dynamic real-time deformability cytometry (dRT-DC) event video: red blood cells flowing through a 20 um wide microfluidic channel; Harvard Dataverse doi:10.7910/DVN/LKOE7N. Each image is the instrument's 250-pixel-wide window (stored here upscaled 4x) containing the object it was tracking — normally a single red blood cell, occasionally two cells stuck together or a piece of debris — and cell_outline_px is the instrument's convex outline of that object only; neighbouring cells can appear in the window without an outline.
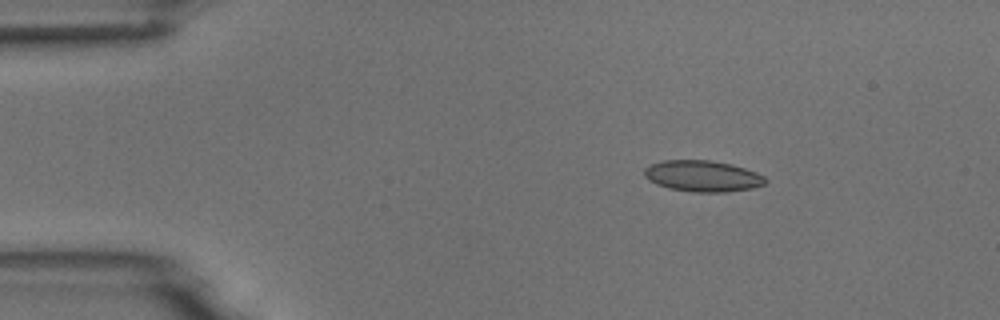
{"species": "common noctule bat (a hibernating species)", "species_latin": "Nyctalus noctula", "temperature_condition": "room temperature", "stored_images_in_passage": 5, "camera_frame_rate_fps": 3000, "um_per_image_px": 0.085, "animal": {"sex": "male", "body_mass_g": 18.8}, "frame": {"image": 1, "passage_image": 3, "time_ms": 2.333, "image_size_px": [1000, 320], "cell_outline_px": [[768, 180], [764, 184], [752, 188], [724, 192], [692, 192], [668, 188], [656, 184], [648, 180], [644, 176], [644, 168], [648, 164], [664, 160], [712, 160], [732, 164], [756, 172], [764, 176]], "centroid_in_image_um": [59.69, 14.96], "position_along_channel_um": 25.3, "area_um2": 22.2}}